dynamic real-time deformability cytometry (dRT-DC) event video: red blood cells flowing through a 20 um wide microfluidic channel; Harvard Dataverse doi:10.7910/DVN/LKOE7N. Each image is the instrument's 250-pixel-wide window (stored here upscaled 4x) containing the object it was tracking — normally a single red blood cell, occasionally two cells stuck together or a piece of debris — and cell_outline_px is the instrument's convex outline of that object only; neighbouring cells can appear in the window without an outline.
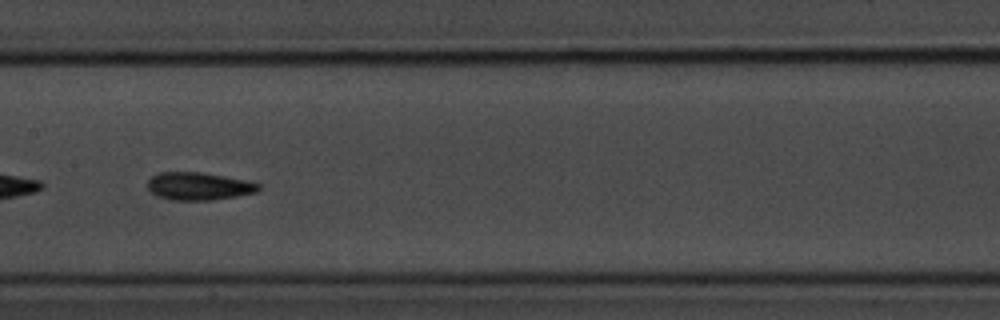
{"species": "common noctule bat (a hibernating species)", "species_latin": "Nyctalus noctula", "temperature_condition": "room temperature", "stored_images_in_passage": 11, "camera_frame_rate_fps": 3000, "um_per_image_px": 0.085, "animal": {"sex": "male", "body_mass_g": 20.1, "forearm_length_mm": 53.5}, "frame": {"image": 1, "passage_image": 10, "time_ms": 3.0, "image_size_px": [1000, 320], "cell_outline_px": [[260, 188], [256, 192], [236, 196], [212, 200], [172, 200], [156, 196], [148, 188], [148, 180], [152, 176], [160, 172], [200, 172], [248, 180], [260, 184]], "centroid_in_image_um": [16.89, 15.82], "position_along_channel_um": 190.5, "area_um2": 17.92}}